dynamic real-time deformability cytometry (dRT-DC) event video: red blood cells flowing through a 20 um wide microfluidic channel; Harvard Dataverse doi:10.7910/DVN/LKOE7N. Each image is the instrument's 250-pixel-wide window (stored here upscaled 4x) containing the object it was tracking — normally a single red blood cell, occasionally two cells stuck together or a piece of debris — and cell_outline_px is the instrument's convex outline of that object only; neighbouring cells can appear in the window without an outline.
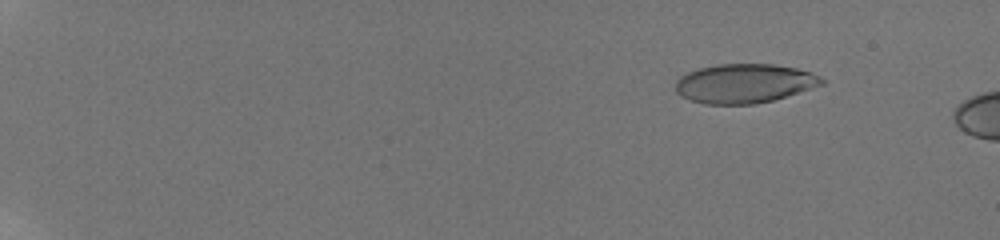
{"species": "human", "species_latin": "Homo sapiens", "temperature_condition": "room temperature", "stored_images_in_passage": 14, "camera_frame_rate_fps": 3000, "um_per_image_px": 0.085, "donor": {"sex": "male"}, "frame": {"image": 1, "passage_image": 5, "time_ms": 1.0, "image_size_px": [1000, 240], "cell_outline_px": [[824, 84], [812, 88], [772, 100], [756, 104], [704, 104], [680, 96], [676, 92], [676, 80], [680, 76], [696, 68], [716, 64], [772, 64], [796, 68], [820, 76], [824, 80]], "centroid_in_image_um": [63.23, 7.09], "position_along_channel_um": 21.8, "area_um2": 33.35}}